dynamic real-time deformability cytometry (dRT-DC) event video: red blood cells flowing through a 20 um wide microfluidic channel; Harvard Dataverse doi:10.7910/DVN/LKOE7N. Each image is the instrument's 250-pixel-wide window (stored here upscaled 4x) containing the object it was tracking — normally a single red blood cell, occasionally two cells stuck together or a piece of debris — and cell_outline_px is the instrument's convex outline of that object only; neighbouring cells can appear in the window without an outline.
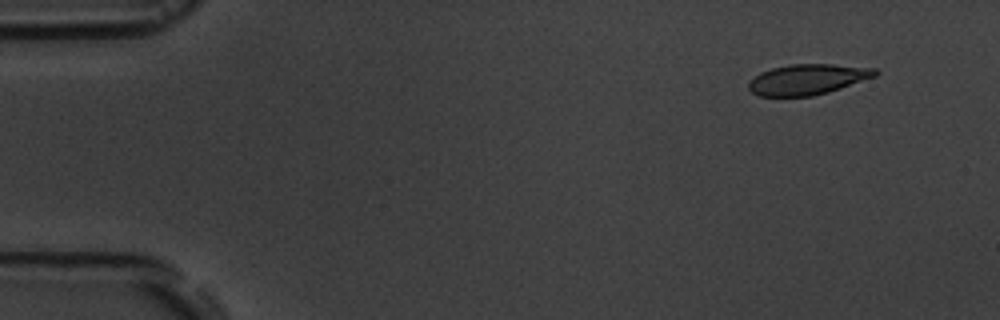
{"species": "common noctule bat (a hibernating species)", "species_latin": "Nyctalus noctula", "temperature_condition": "room temperature", "stored_images_in_passage": 3, "camera_frame_rate_fps": 3000, "um_per_image_px": 0.085, "animal": {"sex": "male", "body_mass_g": 19.5, "forearm_length_mm": 54.6}, "frame": {"image": 1, "passage_image": 1, "time_ms": 0.0, "image_size_px": [1000, 320], "cell_outline_px": [[880, 72], [876, 76], [828, 92], [812, 96], [760, 96], [752, 92], [748, 88], [748, 84], [760, 72], [772, 68], [792, 64], [832, 64], [876, 68]], "centroid_in_image_um": [68.67, 6.74], "position_along_channel_um": 16.3, "area_um2": 22.37}}